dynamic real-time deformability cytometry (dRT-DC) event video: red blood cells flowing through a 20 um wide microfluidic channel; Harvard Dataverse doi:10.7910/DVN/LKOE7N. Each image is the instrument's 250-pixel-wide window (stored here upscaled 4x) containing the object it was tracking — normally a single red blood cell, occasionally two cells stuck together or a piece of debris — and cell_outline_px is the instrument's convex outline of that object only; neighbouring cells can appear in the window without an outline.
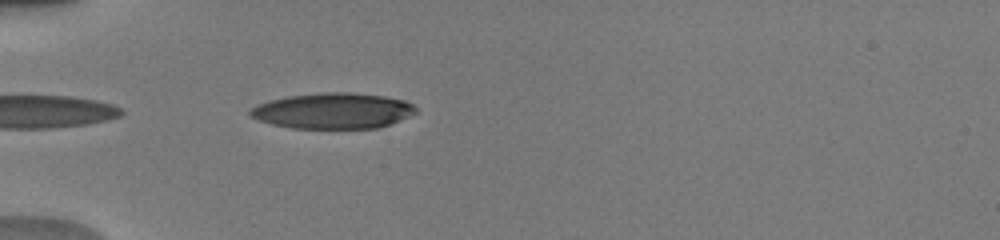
{"species": "human", "species_latin": "Homo sapiens", "temperature_condition": "warm", "stored_images_in_passage": 35, "camera_frame_rate_fps": 3000, "um_per_image_px": 0.085, "donor": {"sex": "male"}, "frame": {"image": 1, "passage_image": 1, "time_ms": 0.0, "image_size_px": [1000, 240], "cell_outline_px": [[416, 112], [400, 120], [376, 128], [292, 128], [272, 124], [248, 116], [248, 108], [256, 104], [288, 96], [324, 92], [352, 92], [384, 96], [404, 100], [412, 104], [416, 108]], "centroid_in_image_um": [28.26, 9.41], "position_along_channel_um": 56.7, "area_um2": 34.45}}
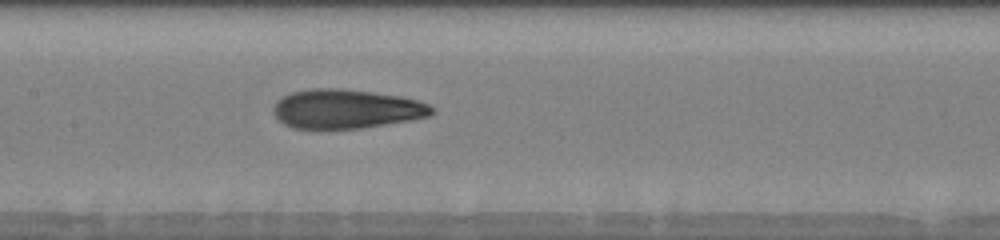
{"frame": {"image": 2, "passage_image": 11, "time_ms": 3.333, "image_size_px": [1000, 240], "cell_outline_px": [[436, 112], [428, 116], [412, 120], [360, 128], [292, 128], [284, 124], [272, 112], [272, 108], [276, 100], [280, 96], [292, 92], [308, 88], [340, 88], [372, 92], [400, 96], [416, 100], [428, 104], [436, 108]], "centroid_in_image_um": [29.41, 9.25], "position_along_channel_um": 178.0, "area_um2": 36.36}}
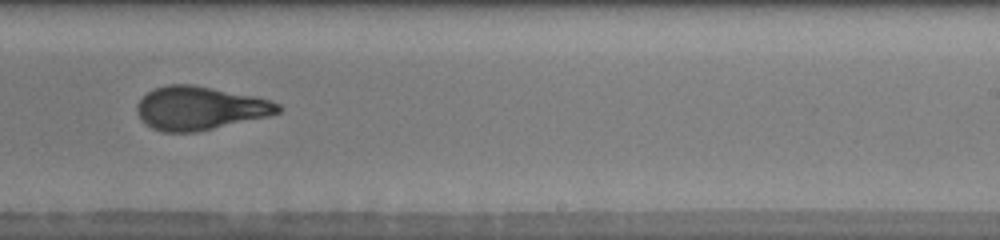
{"frame": {"image": 3, "passage_image": 18, "time_ms": 5.667, "image_size_px": [1000, 240], "cell_outline_px": [[284, 108], [280, 112], [268, 116], [196, 132], [164, 132], [152, 128], [136, 112], [136, 108], [140, 100], [148, 92], [156, 88], [168, 84], [192, 84], [272, 100], [280, 104]], "centroid_in_image_um": [17.02, 9.19], "position_along_channel_um": 272.0, "area_um2": 35.32}, "authors_computed_cell_mechanics": {"area_um2": 35.7782, "velocity_mm_per_s": 4.0512, "shape_relaxation_time_tau1_ms": 5.9853, "shape_relaxation_time_tau2_ms": 1.5341, "deformation_change_tau1": 0.2617, "deformation_change_tau2": 0.0937}}